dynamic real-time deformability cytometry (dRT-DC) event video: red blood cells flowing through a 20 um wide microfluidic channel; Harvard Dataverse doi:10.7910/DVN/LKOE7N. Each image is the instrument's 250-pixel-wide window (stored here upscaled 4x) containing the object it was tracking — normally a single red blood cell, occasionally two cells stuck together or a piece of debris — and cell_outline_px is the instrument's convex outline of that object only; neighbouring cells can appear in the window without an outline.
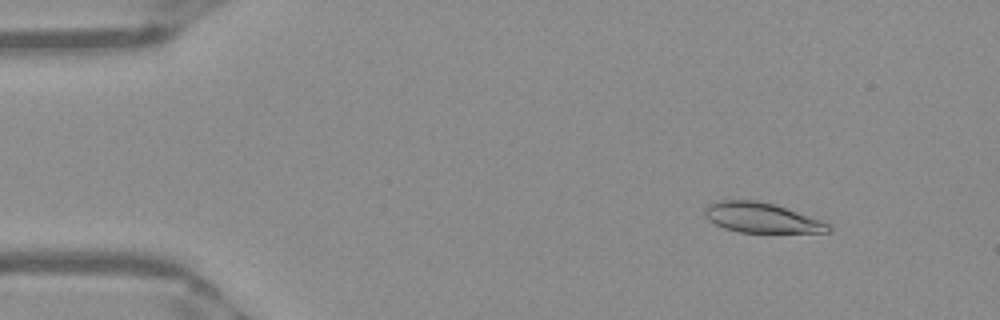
{"species": "Egyptian fruit bat (a non-hibernating species)", "species_latin": "Rousettus aegyptiacus", "temperature_condition": "warm", "stored_images_in_passage": 51, "camera_frame_rate_fps": 3000, "um_per_image_px": 0.085, "frame": {"image": 1, "passage_image": 6, "time_ms": 1.667, "image_size_px": [1000, 320], "cell_outline_px": [[832, 232], [740, 232], [724, 228], [708, 220], [704, 216], [704, 208], [708, 204], [716, 200], [756, 200], [772, 204], [820, 220], [828, 224], [832, 228]], "centroid_in_image_um": [64.66, 18.5], "position_along_channel_um": 20.3, "area_um2": 21.33}}
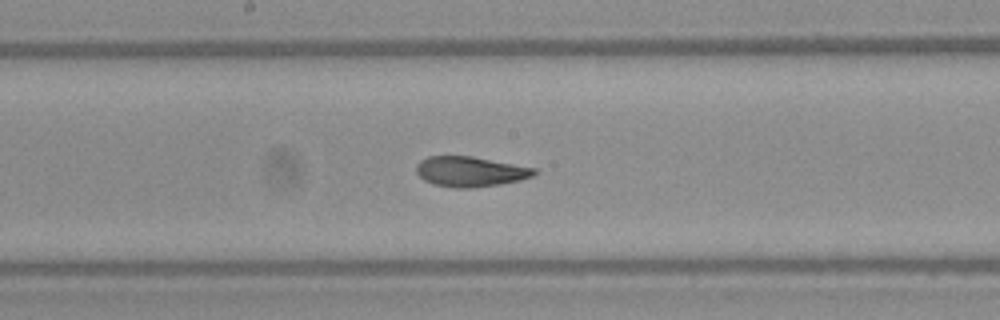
{"frame": {"image": 2, "passage_image": 27, "time_ms": 8.667, "image_size_px": [1000, 320], "cell_outline_px": [[536, 172], [532, 176], [520, 180], [500, 184], [472, 188], [456, 188], [432, 184], [424, 180], [416, 172], [416, 164], [420, 160], [428, 156], [472, 156], [536, 168]], "centroid_in_image_um": [39.94, 14.58], "position_along_channel_um": 208.3, "area_um2": 20.75}}
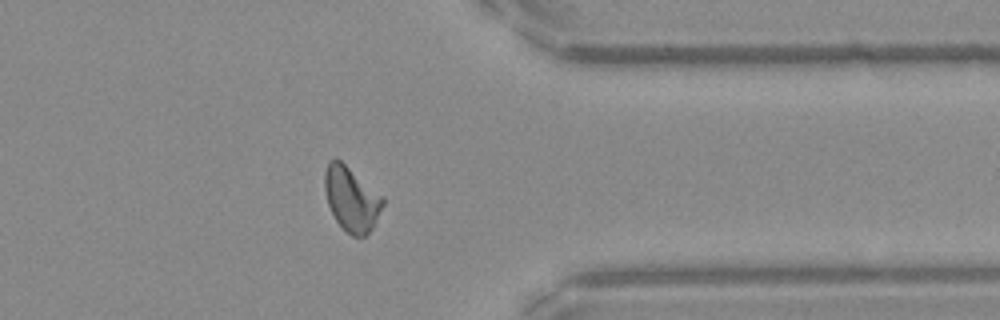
{"frame": {"image": 3, "passage_image": 41, "time_ms": 13.333, "image_size_px": [1000, 320], "cell_outline_px": [[384, 204], [372, 228], [364, 236], [352, 236], [336, 220], [328, 204], [324, 188], [324, 172], [328, 160], [336, 156], [384, 196]], "centroid_in_image_um": [29.86, 16.85], "position_along_channel_um": 381.5, "area_um2": 21.91}, "authors_computed_cell_mechanics": {"area_um2": 21.4438, "velocity_mm_per_s": 3.9308, "shape_relaxation_time_tau1_ms": null, "shape_relaxation_time_tau2_ms": 1.6694, "deformation_change_tau1": null, "deformation_change_tau2": 0.0792}}